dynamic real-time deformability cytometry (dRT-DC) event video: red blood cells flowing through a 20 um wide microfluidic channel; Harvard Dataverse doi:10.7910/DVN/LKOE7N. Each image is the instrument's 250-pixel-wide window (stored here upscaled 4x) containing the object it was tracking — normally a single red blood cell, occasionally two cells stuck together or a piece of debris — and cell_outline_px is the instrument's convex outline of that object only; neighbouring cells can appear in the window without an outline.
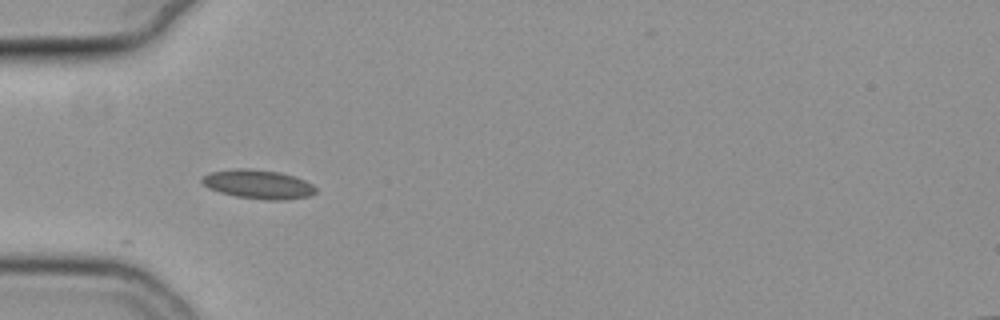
{"species": "common noctule bat (a hibernating species)", "species_latin": "Nyctalus noctula", "temperature_condition": "cold", "stored_images_in_passage": 10, "camera_frame_rate_fps": 3000, "um_per_image_px": 0.085, "animal": {"sex": "female", "body_mass_g": 19.3, "forearm_length_mm": 54.1}, "frame": {"image": 1, "passage_image": 1, "time_ms": 0.0, "image_size_px": [1000, 320], "cell_outline_px": [[316, 192], [308, 196], [284, 200], [264, 200], [236, 196], [220, 192], [208, 188], [200, 180], [208, 172], [232, 168], [248, 168], [280, 172], [304, 180], [312, 184], [316, 188]], "centroid_in_image_um": [21.92, 15.65], "position_along_channel_um": 63.1, "area_um2": 19.25}}
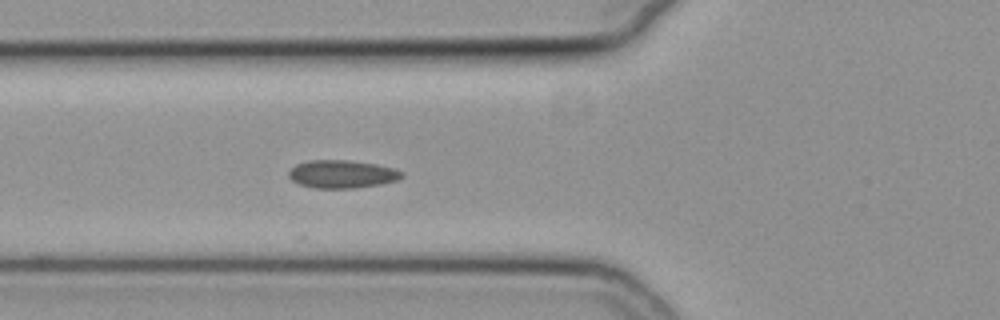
{"frame": {"image": 2, "passage_image": 4, "time_ms": 1.0, "image_size_px": [1000, 320], "cell_outline_px": [[404, 176], [396, 180], [380, 184], [356, 188], [316, 188], [300, 184], [292, 180], [288, 176], [288, 172], [296, 164], [308, 160], [348, 160], [376, 164], [396, 168], [404, 172]], "centroid_in_image_um": [29.09, 14.79], "position_along_channel_um": 96.7, "area_um2": 18.5}}
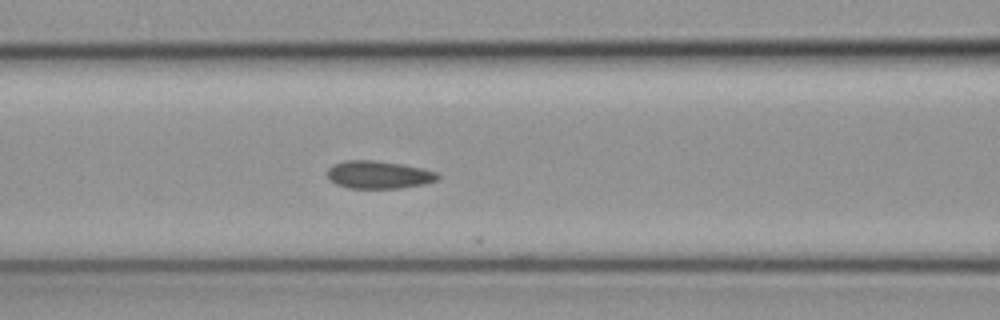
{"frame": {"image": 3, "passage_image": 7, "time_ms": 2.0, "image_size_px": [1000, 320], "cell_outline_px": [[440, 176], [436, 180], [424, 184], [400, 188], [348, 188], [336, 184], [328, 180], [328, 168], [332, 164], [344, 160], [376, 160], [424, 168], [436, 172]], "centroid_in_image_um": [32.15, 14.85], "position_along_channel_um": 134.4, "area_um2": 17.98}}